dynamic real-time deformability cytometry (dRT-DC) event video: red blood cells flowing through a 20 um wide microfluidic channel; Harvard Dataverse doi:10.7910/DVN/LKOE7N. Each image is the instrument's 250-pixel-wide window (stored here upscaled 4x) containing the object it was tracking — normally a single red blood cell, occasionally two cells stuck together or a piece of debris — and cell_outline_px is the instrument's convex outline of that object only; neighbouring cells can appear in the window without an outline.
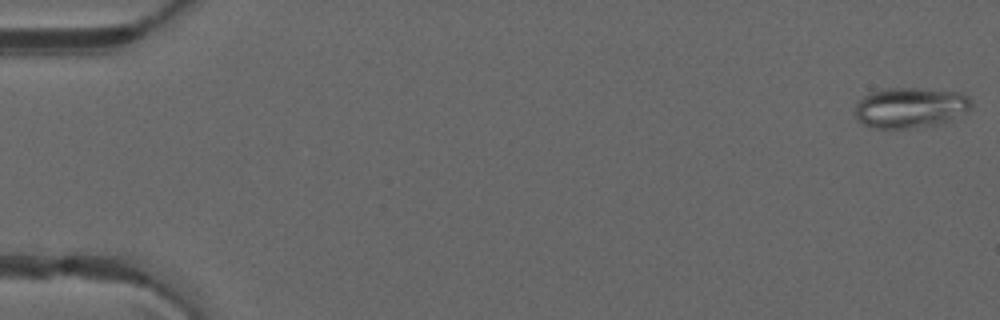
{"species": "common noctule bat (a hibernating species)", "species_latin": "Nyctalus noctula", "temperature_condition": "warm", "stored_images_in_passage": 50, "camera_frame_rate_fps": 3000, "um_per_image_px": 0.085, "animal": {"sex": "male", "forearm_length_mm": 52.5}, "frame": {"image": 1, "passage_image": 1, "time_ms": 0.0, "image_size_px": [1000, 320], "cell_outline_px": [[972, 104], [964, 112], [952, 120], [944, 124], [912, 128], [872, 128], [860, 124], [856, 120], [856, 104], [868, 92], [884, 88], [916, 88], [960, 92], [968, 96], [972, 100]], "centroid_in_image_um": [77.35, 9.16], "position_along_channel_um": 7.6, "area_um2": 27.8}}
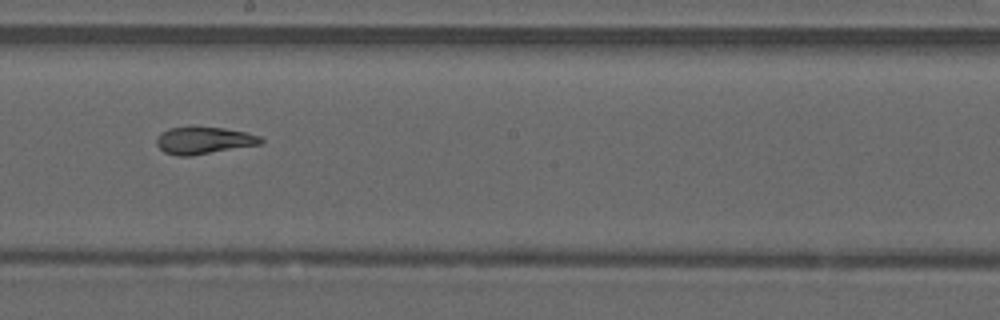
{"frame": {"image": 2, "passage_image": 29, "time_ms": 9.333, "image_size_px": [1000, 320], "cell_outline_px": [[264, 140], [260, 144], [192, 156], [180, 156], [164, 152], [156, 144], [156, 140], [160, 132], [168, 128], [224, 128], [244, 132], [260, 136]], "centroid_in_image_um": [17.3, 11.95], "position_along_channel_um": 230.9, "area_um2": 16.18}}
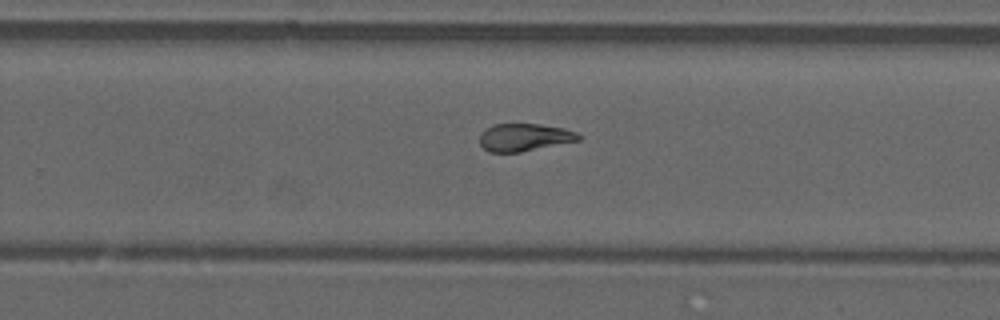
{"frame": {"image": 3, "passage_image": 33, "time_ms": 10.667, "image_size_px": [1000, 320], "cell_outline_px": [[584, 136], [580, 140], [520, 152], [488, 152], [480, 144], [480, 132], [492, 124], [540, 124], [564, 128], [576, 132]], "centroid_in_image_um": [44.58, 11.66], "position_along_channel_um": 285.2, "area_um2": 16.01}, "authors_computed_cell_mechanics": {"area_um2": 17.8891, "velocity_mm_per_s": 4.107, "shape_relaxation_time_tau1_ms": null, "shape_relaxation_time_tau2_ms": 1.9747, "deformation_change_tau1": null, "deformation_change_tau2": 0.0662}}